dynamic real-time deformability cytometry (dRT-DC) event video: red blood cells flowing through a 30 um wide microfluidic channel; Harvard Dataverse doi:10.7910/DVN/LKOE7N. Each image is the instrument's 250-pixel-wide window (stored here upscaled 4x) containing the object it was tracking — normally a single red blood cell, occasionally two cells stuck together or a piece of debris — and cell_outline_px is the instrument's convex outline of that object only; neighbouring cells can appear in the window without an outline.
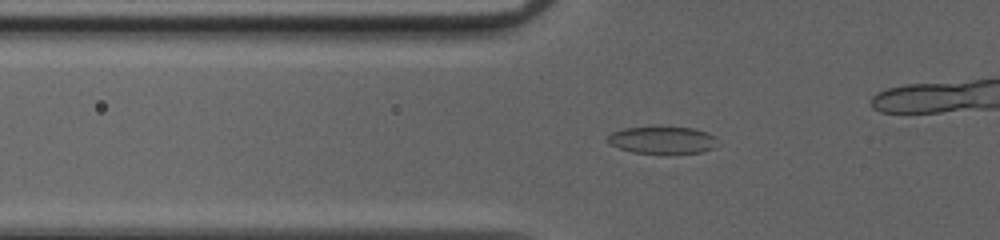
{"species": "common noctule bat (a hibernating species)", "species_latin": "Nyctalus noctula", "temperature_condition": "cold", "stored_images_in_passage": 47, "camera_frame_rate_fps": 3000, "um_per_image_px": 0.085, "animal": {"sex": "female", "body_mass_g": 20.0, "forearm_length_mm": 54.0}, "frame": {"image": 1, "passage_image": 21, "time_ms": 6.667, "image_size_px": [1000, 240], "cell_outline_px": [[716, 136], [712, 148], [700, 152], [668, 156], [660, 156], [632, 152], [608, 144], [604, 140], [612, 132], [624, 128], [660, 124], [692, 128], [708, 132]], "centroid_in_image_um": [56.24, 11.9], "position_along_channel_um": 69.6, "area_um2": 18.84}}
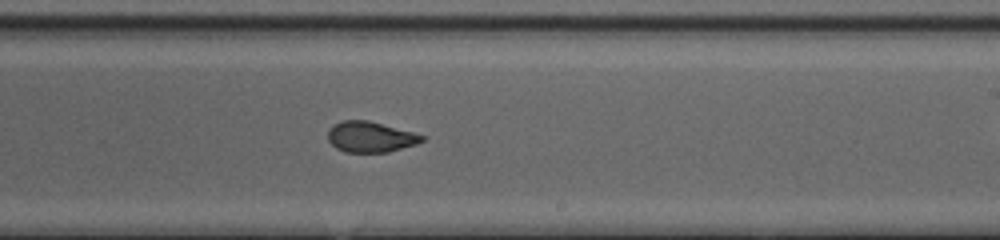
{"frame": {"image": 2, "passage_image": 35, "time_ms": 11.333, "image_size_px": [1000, 240], "cell_outline_px": [[428, 136], [424, 140], [416, 144], [388, 152], [344, 152], [336, 148], [328, 140], [328, 132], [336, 124], [344, 120], [368, 120]], "centroid_in_image_um": [31.53, 11.64], "position_along_channel_um": 257.5, "area_um2": 16.7}}
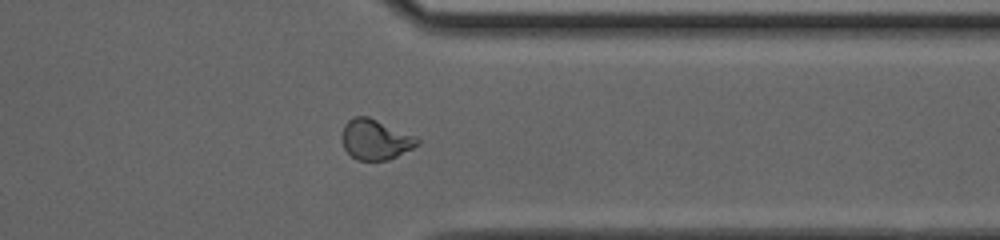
{"frame": {"image": 3, "passage_image": 44, "time_ms": 14.333, "image_size_px": [1000, 240], "cell_outline_px": [[420, 144], [388, 160], [356, 160], [344, 148], [340, 136], [344, 124], [348, 120], [356, 116], [368, 116], [416, 136], [420, 140]], "centroid_in_image_um": [31.89, 11.85], "position_along_channel_um": 379.5, "area_um2": 17.74}}